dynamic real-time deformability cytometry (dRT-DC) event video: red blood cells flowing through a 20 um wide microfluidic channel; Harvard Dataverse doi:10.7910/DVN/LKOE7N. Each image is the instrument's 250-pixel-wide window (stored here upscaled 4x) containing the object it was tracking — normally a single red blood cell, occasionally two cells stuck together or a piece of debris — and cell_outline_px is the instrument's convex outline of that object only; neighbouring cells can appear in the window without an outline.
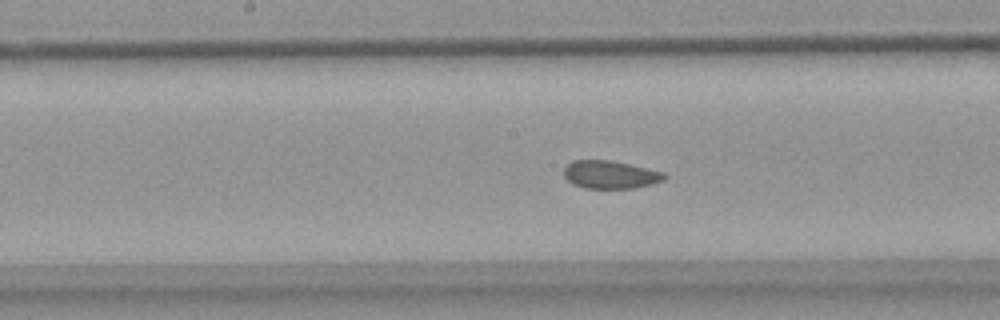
{"species": "common noctule bat (a hibernating species)", "species_latin": "Nyctalus noctula", "temperature_condition": "warm", "stored_images_in_passage": 55, "camera_frame_rate_fps": 3000, "um_per_image_px": 0.085, "animal": {"sex": "female", "body_mass_g": 18.4}, "frame": {"image": 1, "passage_image": 28, "time_ms": 9.0, "image_size_px": [1000, 320], "cell_outline_px": [[668, 176], [664, 180], [652, 184], [632, 188], [584, 188], [572, 184], [564, 176], [564, 168], [572, 160], [612, 160], [664, 172]], "centroid_in_image_um": [51.87, 14.84], "position_along_channel_um": 196.3, "area_um2": 16.42}}
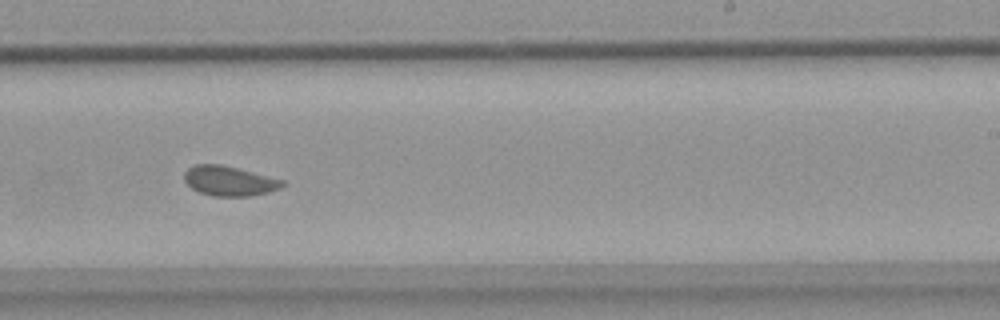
{"frame": {"image": 2, "passage_image": 34, "time_ms": 11.0, "image_size_px": [1000, 320], "cell_outline_px": [[288, 184], [280, 188], [268, 192], [252, 196], [212, 196], [200, 192], [192, 188], [184, 180], [184, 172], [188, 168], [196, 164], [220, 164], [284, 180]], "centroid_in_image_um": [19.5, 15.38], "position_along_channel_um": 269.5, "area_um2": 16.99}}
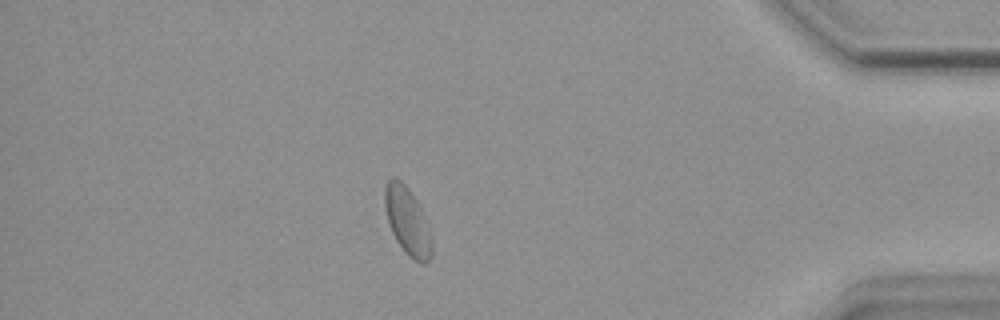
{"frame": {"image": 3, "passage_image": 48, "time_ms": 15.667, "image_size_px": [1000, 320], "cell_outline_px": [[432, 256], [424, 264], [420, 264], [408, 256], [404, 252], [396, 240], [388, 224], [384, 204], [384, 188], [388, 180], [392, 176], [396, 176], [408, 188], [416, 200], [428, 220], [432, 236]], "centroid_in_image_um": [34.65, 18.81], "position_along_channel_um": 400.6, "area_um2": 19.02}, "authors_computed_cell_mechanics": {"area_um2": 17.7446, "velocity_mm_per_s": 3.6788, "shape_relaxation_time_tau1_ms": null, "shape_relaxation_time_tau2_ms": 0.9935, "deformation_change_tau1": null, "deformation_change_tau2": 0.0608}}